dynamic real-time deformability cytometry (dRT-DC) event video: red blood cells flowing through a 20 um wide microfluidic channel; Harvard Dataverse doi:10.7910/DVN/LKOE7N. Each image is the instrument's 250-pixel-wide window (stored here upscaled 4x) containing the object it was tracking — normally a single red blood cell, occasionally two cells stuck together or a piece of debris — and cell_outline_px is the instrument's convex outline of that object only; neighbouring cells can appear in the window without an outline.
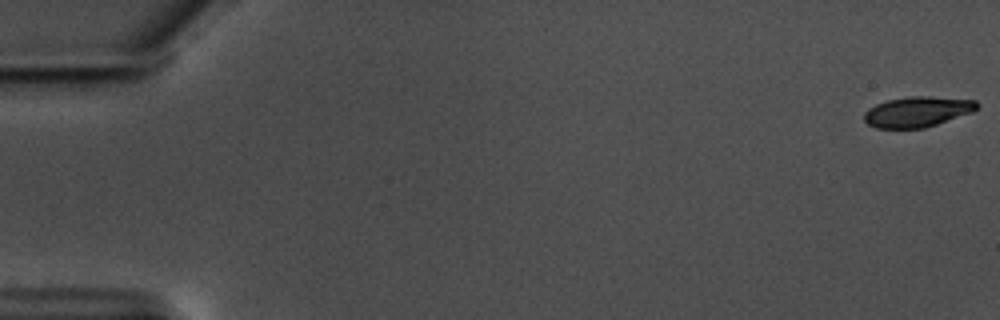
{"species": "common noctule bat (a hibernating species)", "species_latin": "Nyctalus noctula", "temperature_condition": "warm", "stored_images_in_passage": 56, "camera_frame_rate_fps": 3000, "um_per_image_px": 0.085, "animal": {"sex": "male", "body_mass_g": 17.5, "forearm_length_mm": 52.3}, "frame": {"image": 1, "passage_image": 1, "time_ms": 0.0, "image_size_px": [1000, 320], "cell_outline_px": [[980, 104], [972, 112], [924, 128], [876, 128], [868, 124], [864, 120], [864, 112], [868, 108], [876, 104], [888, 100], [908, 96], [928, 96], [976, 100]], "centroid_in_image_um": [77.96, 9.49], "position_along_channel_um": 7.0, "area_um2": 19.94}}
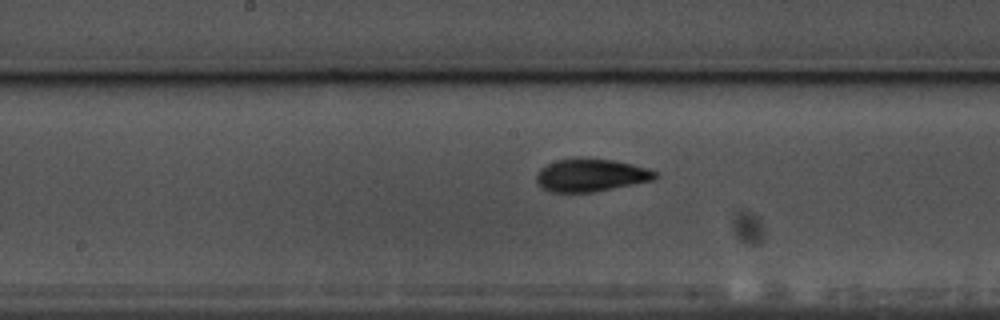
{"frame": {"image": 2, "passage_image": 31, "time_ms": 10.0, "image_size_px": [1000, 320], "cell_outline_px": [[660, 176], [652, 180], [592, 192], [548, 192], [540, 188], [536, 184], [536, 172], [540, 168], [556, 160], [580, 156], [612, 160], [632, 164], [648, 168], [660, 172]], "centroid_in_image_um": [50.18, 14.87], "position_along_channel_um": 198.0, "area_um2": 23.18}}
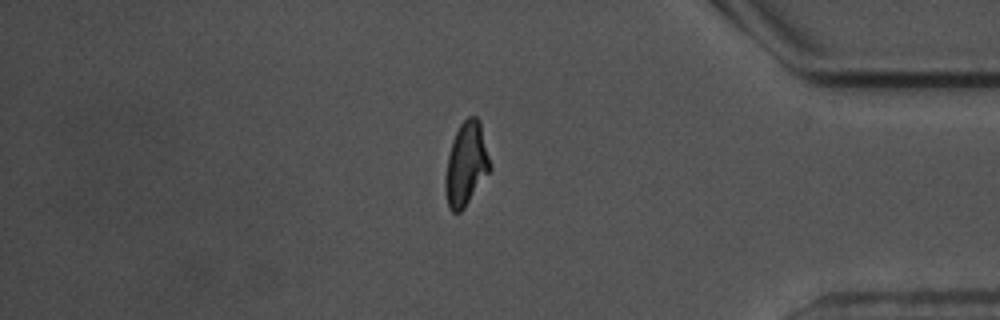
{"frame": {"image": 3, "passage_image": 50, "time_ms": 16.333, "image_size_px": [1000, 320], "cell_outline_px": [[492, 168], [464, 208], [460, 212], [452, 212], [448, 208], [444, 192], [444, 180], [448, 156], [452, 140], [460, 124], [468, 116], [476, 116], [480, 120], [492, 164]], "centroid_in_image_um": [39.63, 13.95], "position_along_channel_um": 395.6, "area_um2": 22.08}}